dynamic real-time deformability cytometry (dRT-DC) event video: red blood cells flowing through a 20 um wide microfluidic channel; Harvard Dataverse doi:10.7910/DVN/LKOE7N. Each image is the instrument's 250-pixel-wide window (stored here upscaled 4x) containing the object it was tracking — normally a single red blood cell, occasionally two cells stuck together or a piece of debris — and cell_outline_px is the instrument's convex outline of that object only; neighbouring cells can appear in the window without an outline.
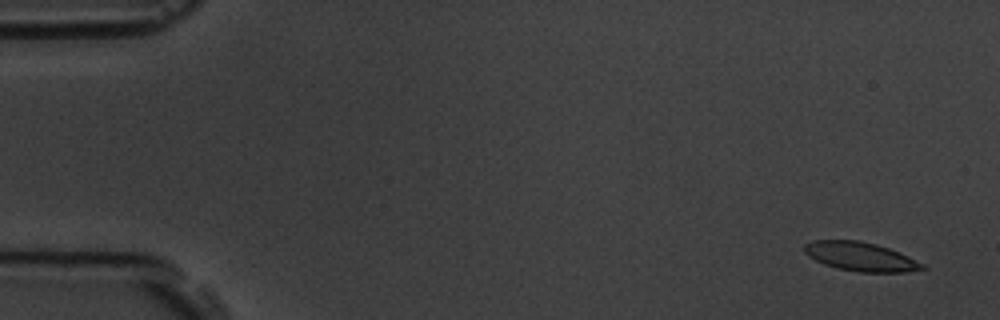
{"species": "common noctule bat (a hibernating species)", "species_latin": "Nyctalus noctula", "temperature_condition": "room temperature", "stored_images_in_passage": 5, "camera_frame_rate_fps": 3000, "um_per_image_px": 0.085, "animal": {"sex": "male", "body_mass_g": 19.5, "forearm_length_mm": 54.6}, "frame": {"image": 1, "passage_image": 1, "time_ms": 0.0, "image_size_px": [1000, 320], "cell_outline_px": [[928, 268], [904, 272], [856, 272], [836, 268], [824, 264], [808, 256], [804, 252], [804, 244], [812, 240], [860, 240], [876, 244], [900, 252], [924, 264]], "centroid_in_image_um": [73.14, 21.81], "position_along_channel_um": 11.9, "area_um2": 20.0}}
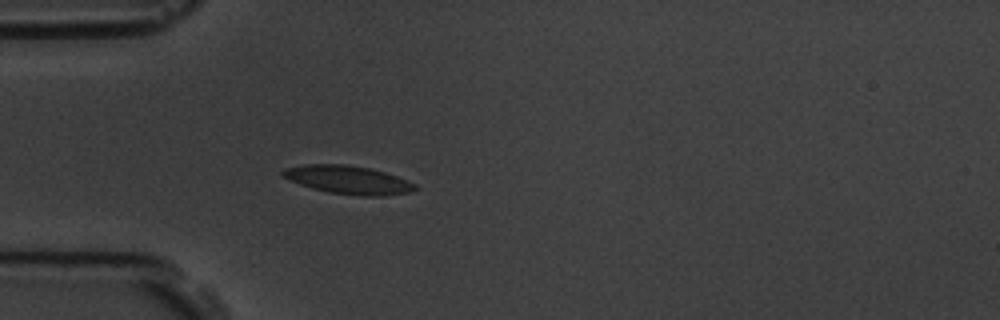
{"frame": {"image": 2, "passage_image": 5, "time_ms": 4.667, "image_size_px": [1000, 320], "cell_outline_px": [[416, 188], [408, 192], [384, 196], [360, 196], [328, 192], [312, 188], [300, 184], [284, 176], [280, 172], [284, 168], [304, 164], [344, 164], [368, 168], [384, 172], [408, 180], [416, 184]], "centroid_in_image_um": [29.59, 15.28], "position_along_channel_um": 55.4, "area_um2": 21.62}}